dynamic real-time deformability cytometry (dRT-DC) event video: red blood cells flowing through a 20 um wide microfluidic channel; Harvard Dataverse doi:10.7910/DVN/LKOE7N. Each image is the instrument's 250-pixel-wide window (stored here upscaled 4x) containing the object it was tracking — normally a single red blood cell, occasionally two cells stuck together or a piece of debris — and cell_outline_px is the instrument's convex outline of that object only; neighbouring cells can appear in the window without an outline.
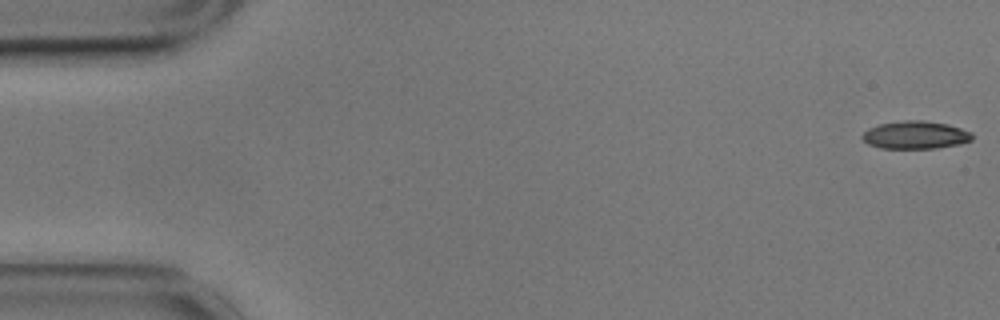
{"species": "common noctule bat (a hibernating species)", "species_latin": "Nyctalus noctula", "temperature_condition": "cold", "stored_images_in_passage": 6, "camera_frame_rate_fps": 3000, "um_per_image_px": 0.085, "animal": {"sex": "male", "body_mass_g": 17.9}, "frame": {"image": 1, "passage_image": 1, "time_ms": 0.0, "image_size_px": [1000, 320], "cell_outline_px": [[972, 140], [960, 144], [936, 148], [880, 148], [868, 144], [860, 136], [868, 128], [880, 124], [904, 120], [924, 120], [948, 124], [972, 132]], "centroid_in_image_um": [77.81, 11.47], "position_along_channel_um": 7.2, "area_um2": 17.86}}